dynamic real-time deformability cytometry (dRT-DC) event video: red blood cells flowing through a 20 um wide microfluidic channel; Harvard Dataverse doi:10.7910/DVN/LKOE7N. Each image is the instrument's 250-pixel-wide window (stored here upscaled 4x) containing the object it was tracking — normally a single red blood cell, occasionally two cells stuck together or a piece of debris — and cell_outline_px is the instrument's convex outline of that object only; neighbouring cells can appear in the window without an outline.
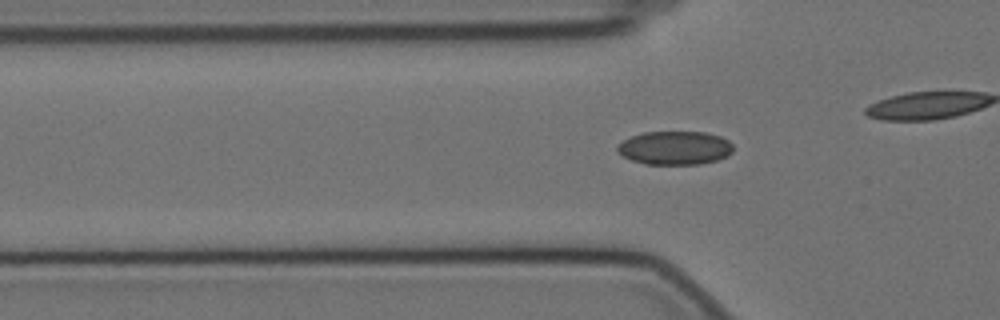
{"species": "Egyptian fruit bat (a non-hibernating species)", "species_latin": "Rousettus aegyptiacus", "temperature_condition": "cold", "stored_images_in_passage": 47, "camera_frame_rate_fps": 3000, "um_per_image_px": 0.085, "animal": {"sex": "female"}, "frame": {"image": 1, "passage_image": 18, "time_ms": 5.667, "image_size_px": [1000, 320], "cell_outline_px": [[732, 152], [728, 156], [716, 160], [700, 164], [644, 164], [632, 160], [616, 152], [616, 148], [624, 140], [632, 136], [644, 132], [704, 132], [720, 136], [728, 140], [732, 144]], "centroid_in_image_um": [57.37, 12.57], "position_along_channel_um": 68.4, "area_um2": 22.6}}
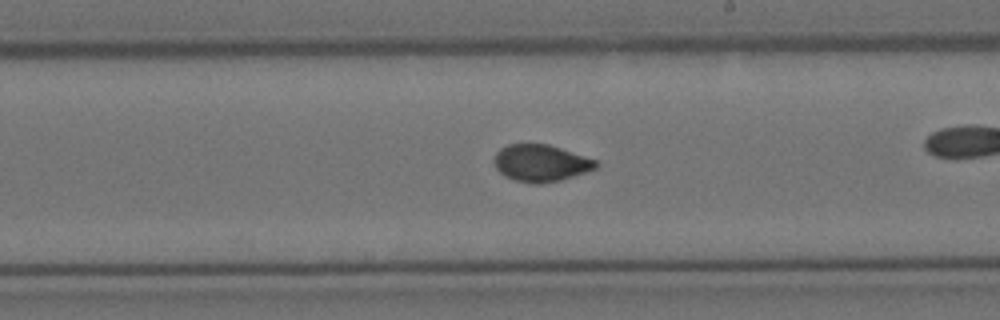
{"frame": {"image": 2, "passage_image": 33, "time_ms": 10.667, "image_size_px": [1000, 320], "cell_outline_px": [[600, 164], [596, 168], [560, 180], [540, 184], [532, 184], [516, 180], [504, 176], [496, 168], [492, 160], [496, 152], [500, 148], [508, 144], [548, 144], [596, 160]], "centroid_in_image_um": [45.93, 13.86], "position_along_channel_um": 243.1, "area_um2": 21.85}}
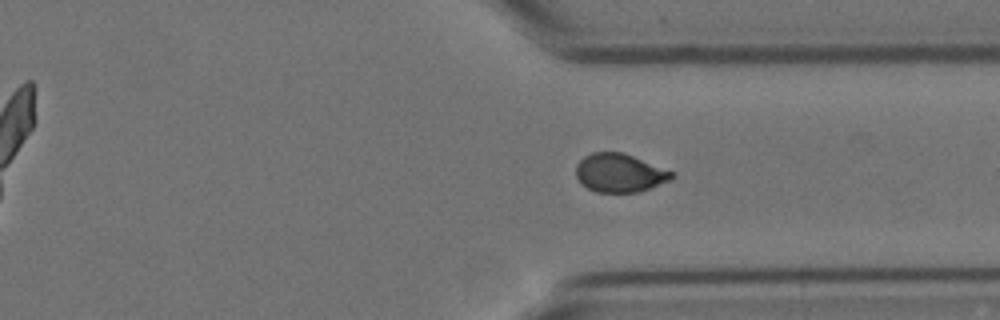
{"frame": {"image": 3, "passage_image": 43, "time_ms": 14.0, "image_size_px": [1000, 320], "cell_outline_px": [[676, 172], [672, 180], [640, 192], [596, 192], [580, 184], [576, 176], [576, 164], [584, 156], [592, 152], [624, 152]], "centroid_in_image_um": [52.7, 14.69], "position_along_channel_um": 358.7, "area_um2": 21.91}, "authors_computed_cell_mechanics": {"area_um2": 22.3108, "velocity_mm_per_s": 3.477, "shape_relaxation_time_tau1_ms": 9.8888, "shape_relaxation_time_tau2_ms": null, "deformation_change_tau1": 0.1527, "deformation_change_tau2": null}}